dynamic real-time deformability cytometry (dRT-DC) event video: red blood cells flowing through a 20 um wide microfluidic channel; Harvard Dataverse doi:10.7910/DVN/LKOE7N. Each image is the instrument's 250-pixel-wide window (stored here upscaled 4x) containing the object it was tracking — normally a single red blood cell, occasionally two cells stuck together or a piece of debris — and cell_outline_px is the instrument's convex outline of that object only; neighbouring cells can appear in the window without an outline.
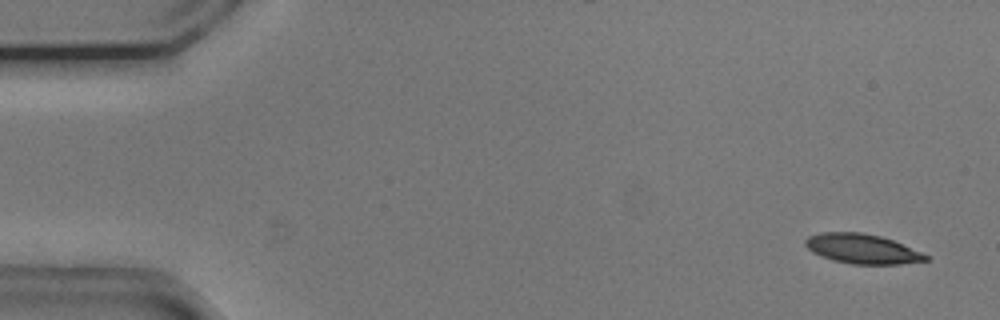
{"species": "common noctule bat (a hibernating species)", "species_latin": "Nyctalus noctula", "temperature_condition": "cold", "stored_images_in_passage": 7, "camera_frame_rate_fps": 3000, "um_per_image_px": 0.085, "animal": {"sex": "male", "body_mass_g": 20.5, "forearm_length_mm": 52.5}, "frame": {"image": 1, "passage_image": 3, "time_ms": 0.667, "image_size_px": [1000, 320], "cell_outline_px": [[928, 260], [900, 264], [852, 264], [832, 260], [820, 256], [812, 252], [804, 244], [804, 240], [808, 236], [820, 232], [860, 232], [880, 236], [892, 240], [920, 252], [928, 256]], "centroid_in_image_um": [73.22, 21.15], "position_along_channel_um": 11.8, "area_um2": 20.69}}